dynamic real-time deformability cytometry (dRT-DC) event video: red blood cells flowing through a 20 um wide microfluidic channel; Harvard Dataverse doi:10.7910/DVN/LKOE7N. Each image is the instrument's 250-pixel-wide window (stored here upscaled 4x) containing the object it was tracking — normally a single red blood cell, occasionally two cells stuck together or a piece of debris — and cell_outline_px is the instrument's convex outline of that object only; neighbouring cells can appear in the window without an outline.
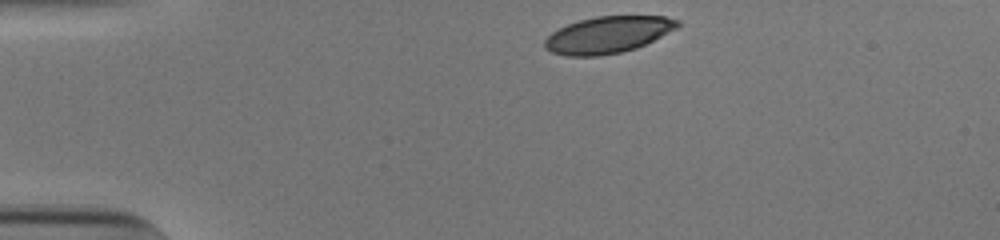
{"species": "human", "species_latin": "Homo sapiens", "temperature_condition": "cold", "stored_images_in_passage": 34, "camera_frame_rate_fps": 3000, "um_per_image_px": 0.085, "donor": {"sex": "male"}, "frame": {"image": 1, "passage_image": 1, "time_ms": 0.0, "image_size_px": [1000, 240], "cell_outline_px": [[680, 24], [676, 28], [636, 48], [620, 52], [596, 56], [568, 56], [552, 52], [544, 48], [544, 40], [552, 32], [568, 24], [580, 20], [596, 16], [664, 16], [680, 20]], "centroid_in_image_um": [51.65, 2.95], "position_along_channel_um": 33.4, "area_um2": 28.09}}
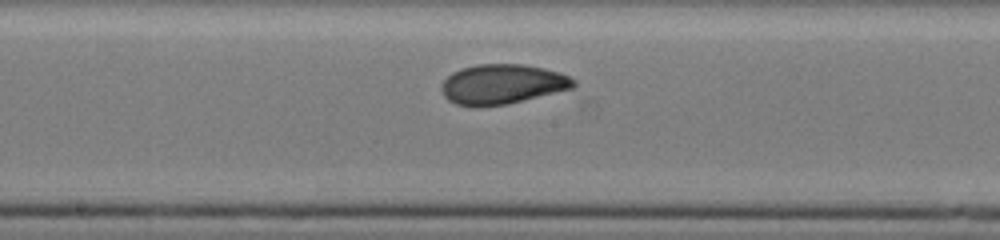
{"frame": {"image": 2, "passage_image": 19, "time_ms": 6.0, "image_size_px": [1000, 240], "cell_outline_px": [[576, 84], [572, 88], [508, 104], [456, 104], [448, 100], [444, 96], [440, 88], [440, 84], [452, 72], [460, 68], [476, 64], [524, 64], [544, 68], [560, 72], [576, 80]], "centroid_in_image_um": [42.7, 7.12], "position_along_channel_um": 205.5, "area_um2": 30.29}}
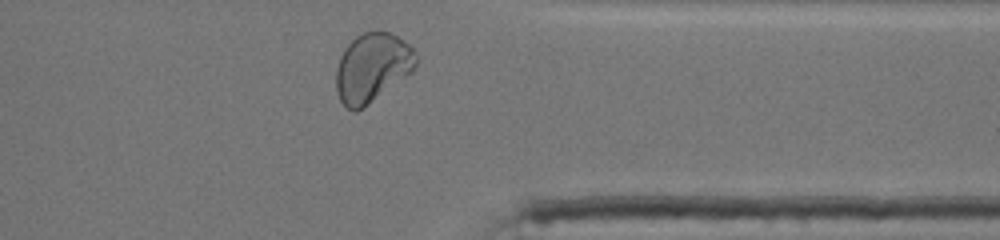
{"frame": {"image": 3, "passage_image": 33, "time_ms": 10.667, "image_size_px": [1000, 240], "cell_outline_px": [[416, 68], [412, 72], [364, 108], [356, 112], [352, 112], [340, 100], [336, 92], [336, 68], [340, 56], [344, 48], [356, 36], [364, 32], [376, 28], [388, 32], [404, 40], [416, 48]], "centroid_in_image_um": [31.65, 5.72], "position_along_channel_um": 379.8, "area_um2": 32.71}, "authors_computed_cell_mechanics": {"area_um2": 30.0849, "velocity_mm_per_s": 3.8344, "shape_relaxation_time_tau1_ms": 4.9621, "shape_relaxation_time_tau2_ms": 0.8614, "deformation_change_tau1": 0.1876, "deformation_change_tau2": 0.0537}}